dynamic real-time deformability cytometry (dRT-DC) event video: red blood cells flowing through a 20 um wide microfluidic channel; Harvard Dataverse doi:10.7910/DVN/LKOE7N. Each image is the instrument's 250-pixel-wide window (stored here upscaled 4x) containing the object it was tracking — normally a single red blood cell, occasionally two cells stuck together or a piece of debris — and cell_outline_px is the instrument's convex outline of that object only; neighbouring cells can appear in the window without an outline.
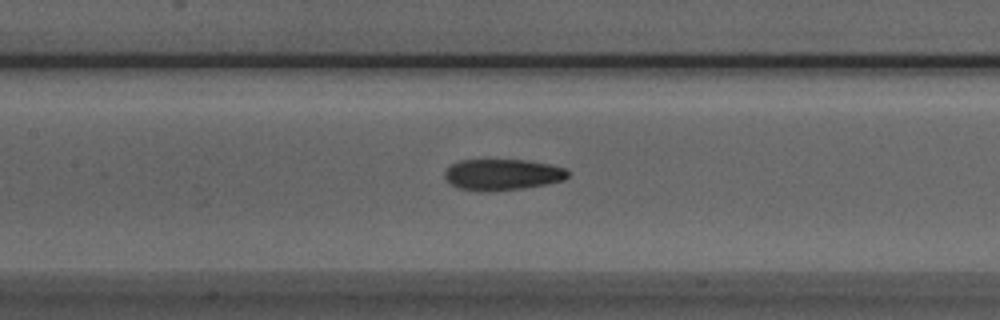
{"species": "Egyptian fruit bat (a non-hibernating species)", "species_latin": "Rousettus aegyptiacus", "temperature_condition": "room temperature", "stored_images_in_passage": 38, "camera_frame_rate_fps": 3000, "um_per_image_px": 0.085, "animal": {"sex": "male"}, "frame": {"image": 1, "passage_image": 22, "time_ms": 7.0, "image_size_px": [1000, 320], "cell_outline_px": [[568, 176], [564, 180], [524, 188], [488, 192], [476, 192], [456, 188], [444, 176], [444, 172], [452, 164], [460, 160], [524, 160], [548, 164], [564, 168], [568, 172]], "centroid_in_image_um": [42.66, 14.86], "position_along_channel_um": 164.7, "area_um2": 22.37}}
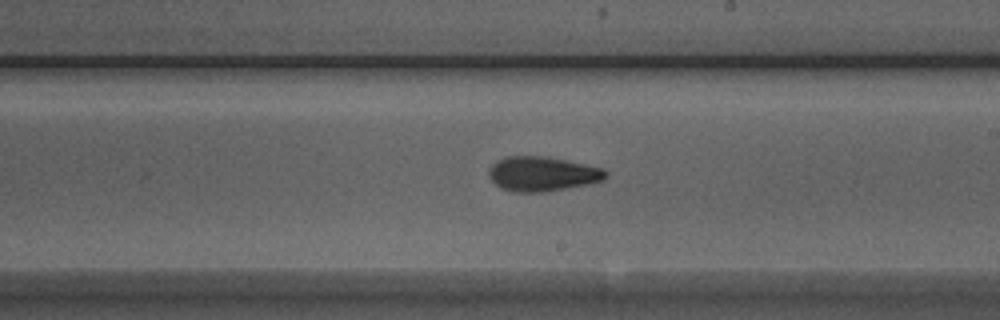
{"frame": {"image": 2, "passage_image": 28, "time_ms": 9.0, "image_size_px": [1000, 320], "cell_outline_px": [[608, 176], [604, 180], [588, 184], [544, 192], [516, 192], [500, 188], [488, 176], [488, 172], [492, 164], [496, 160], [504, 156], [548, 156], [604, 168], [608, 172]], "centroid_in_image_um": [46.11, 14.77], "position_along_channel_um": 242.9, "area_um2": 23.81}}
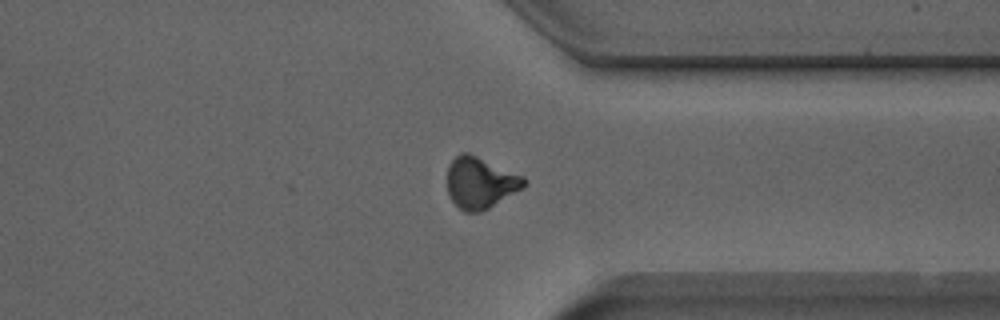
{"frame": {"image": 3, "passage_image": 38, "time_ms": 12.333, "image_size_px": [1000, 320], "cell_outline_px": [[528, 184], [488, 208], [480, 212], [464, 212], [448, 196], [448, 164], [460, 152], [468, 152], [524, 176], [528, 180]], "centroid_in_image_um": [40.82, 15.52], "position_along_channel_um": 370.6, "area_um2": 22.89}, "authors_computed_cell_mechanics": {"area_um2": 22.4842, "velocity_mm_per_s": 3.9267, "shape_relaxation_time_tau1_ms": 4.9924, "shape_relaxation_time_tau2_ms": 3.2955, "deformation_change_tau1": 0.1698, "deformation_change_tau2": 0.1018}}